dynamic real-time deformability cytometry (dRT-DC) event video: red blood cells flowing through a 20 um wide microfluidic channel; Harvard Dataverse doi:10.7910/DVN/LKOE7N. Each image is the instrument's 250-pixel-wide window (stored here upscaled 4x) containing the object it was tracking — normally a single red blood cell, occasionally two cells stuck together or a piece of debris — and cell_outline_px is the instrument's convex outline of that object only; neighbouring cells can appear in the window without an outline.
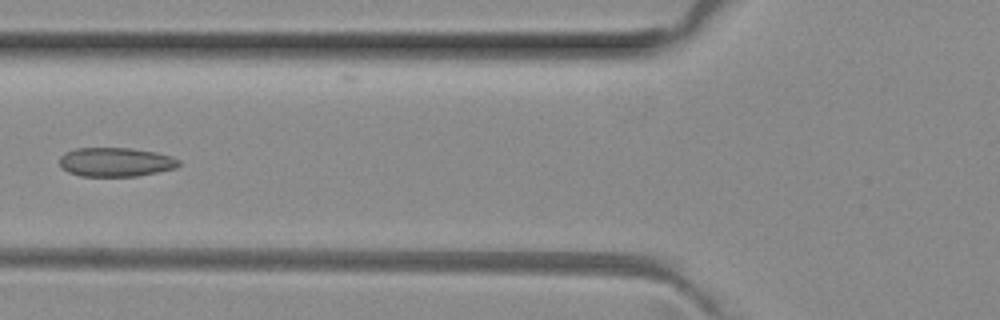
{"species": "common noctule bat (a hibernating species)", "species_latin": "Nyctalus noctula", "temperature_condition": "room temperature", "stored_images_in_passage": 6, "camera_frame_rate_fps": 3000, "um_per_image_px": 0.085, "animal": {"sex": "female", "body_mass_g": 29.2, "forearm_length_mm": 56.3}, "frame": {"image": 1, "passage_image": 5, "time_ms": 1.333, "image_size_px": [1000, 320], "cell_outline_px": [[180, 164], [176, 168], [136, 176], [80, 176], [68, 172], [60, 168], [60, 156], [64, 152], [76, 148], [132, 148], [156, 152], [172, 156], [180, 160]], "centroid_in_image_um": [9.81, 13.77], "position_along_channel_um": 116.0, "area_um2": 20.35}}
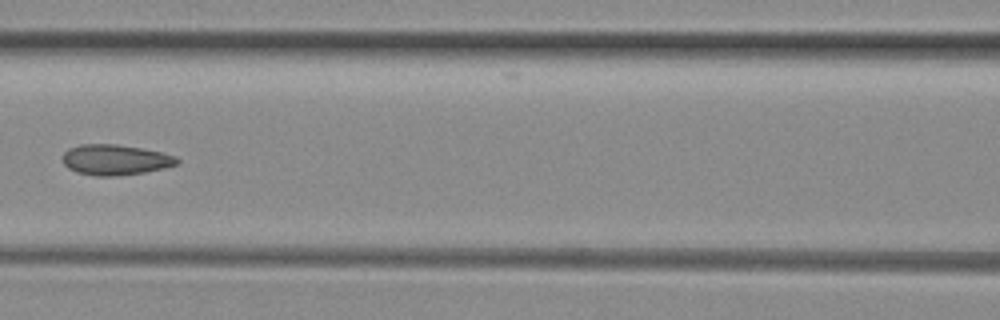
{"frame": {"image": 2, "passage_image": 6, "time_ms": 1.667, "image_size_px": [1000, 320], "cell_outline_px": [[180, 164], [164, 168], [144, 172], [112, 176], [96, 176], [76, 172], [68, 168], [64, 164], [60, 156], [68, 148], [80, 144], [116, 144], [140, 148], [160, 152], [176, 156], [180, 160]], "centroid_in_image_um": [9.77, 13.58], "position_along_channel_um": 156.8, "area_um2": 20.46}}